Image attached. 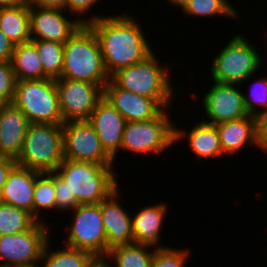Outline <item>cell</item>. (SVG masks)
<instances>
[{"label":"cell","instance_id":"obj_2","mask_svg":"<svg viewBox=\"0 0 267 267\" xmlns=\"http://www.w3.org/2000/svg\"><path fill=\"white\" fill-rule=\"evenodd\" d=\"M63 51V70L60 78L86 81L104 89L110 76L104 65L98 39L87 24H83L64 43Z\"/></svg>","mask_w":267,"mask_h":267},{"label":"cell","instance_id":"obj_42","mask_svg":"<svg viewBox=\"0 0 267 267\" xmlns=\"http://www.w3.org/2000/svg\"><path fill=\"white\" fill-rule=\"evenodd\" d=\"M167 1V0H166ZM185 0H168V2L173 5L179 7Z\"/></svg>","mask_w":267,"mask_h":267},{"label":"cell","instance_id":"obj_20","mask_svg":"<svg viewBox=\"0 0 267 267\" xmlns=\"http://www.w3.org/2000/svg\"><path fill=\"white\" fill-rule=\"evenodd\" d=\"M167 208L164 202H160L141 208L132 217L134 243L163 248L158 242L161 239L160 233L168 212Z\"/></svg>","mask_w":267,"mask_h":267},{"label":"cell","instance_id":"obj_34","mask_svg":"<svg viewBox=\"0 0 267 267\" xmlns=\"http://www.w3.org/2000/svg\"><path fill=\"white\" fill-rule=\"evenodd\" d=\"M54 186L56 210H74L78 205V200L74 194H71L65 181L54 171Z\"/></svg>","mask_w":267,"mask_h":267},{"label":"cell","instance_id":"obj_1","mask_svg":"<svg viewBox=\"0 0 267 267\" xmlns=\"http://www.w3.org/2000/svg\"><path fill=\"white\" fill-rule=\"evenodd\" d=\"M133 16H93L88 26L96 35L105 68L111 76L117 70L144 61L153 53L141 26Z\"/></svg>","mask_w":267,"mask_h":267},{"label":"cell","instance_id":"obj_31","mask_svg":"<svg viewBox=\"0 0 267 267\" xmlns=\"http://www.w3.org/2000/svg\"><path fill=\"white\" fill-rule=\"evenodd\" d=\"M152 267H184L189 258L188 250H177L171 247L153 248ZM186 261V262H185Z\"/></svg>","mask_w":267,"mask_h":267},{"label":"cell","instance_id":"obj_41","mask_svg":"<svg viewBox=\"0 0 267 267\" xmlns=\"http://www.w3.org/2000/svg\"><path fill=\"white\" fill-rule=\"evenodd\" d=\"M24 3L25 0H0V8H13Z\"/></svg>","mask_w":267,"mask_h":267},{"label":"cell","instance_id":"obj_16","mask_svg":"<svg viewBox=\"0 0 267 267\" xmlns=\"http://www.w3.org/2000/svg\"><path fill=\"white\" fill-rule=\"evenodd\" d=\"M104 97L126 122L155 118L163 108L152 98L117 87L111 80L104 87Z\"/></svg>","mask_w":267,"mask_h":267},{"label":"cell","instance_id":"obj_22","mask_svg":"<svg viewBox=\"0 0 267 267\" xmlns=\"http://www.w3.org/2000/svg\"><path fill=\"white\" fill-rule=\"evenodd\" d=\"M197 123L188 133L185 129L183 131L175 127V143L180 139L183 140L187 135L189 147L195 153L197 160L211 159L223 155L216 125L204 121Z\"/></svg>","mask_w":267,"mask_h":267},{"label":"cell","instance_id":"obj_14","mask_svg":"<svg viewBox=\"0 0 267 267\" xmlns=\"http://www.w3.org/2000/svg\"><path fill=\"white\" fill-rule=\"evenodd\" d=\"M31 40H49L64 44L83 23L66 18L64 10L29 7Z\"/></svg>","mask_w":267,"mask_h":267},{"label":"cell","instance_id":"obj_10","mask_svg":"<svg viewBox=\"0 0 267 267\" xmlns=\"http://www.w3.org/2000/svg\"><path fill=\"white\" fill-rule=\"evenodd\" d=\"M73 222L66 230L67 246L83 249L93 255H107V237L99 204H79L73 212Z\"/></svg>","mask_w":267,"mask_h":267},{"label":"cell","instance_id":"obj_32","mask_svg":"<svg viewBox=\"0 0 267 267\" xmlns=\"http://www.w3.org/2000/svg\"><path fill=\"white\" fill-rule=\"evenodd\" d=\"M250 98L244 94V104L249 115L255 116L258 114V109L262 106V110L267 109V78L255 80L250 88ZM259 106L256 107V106Z\"/></svg>","mask_w":267,"mask_h":267},{"label":"cell","instance_id":"obj_33","mask_svg":"<svg viewBox=\"0 0 267 267\" xmlns=\"http://www.w3.org/2000/svg\"><path fill=\"white\" fill-rule=\"evenodd\" d=\"M16 82L11 62H0V106L12 103Z\"/></svg>","mask_w":267,"mask_h":267},{"label":"cell","instance_id":"obj_11","mask_svg":"<svg viewBox=\"0 0 267 267\" xmlns=\"http://www.w3.org/2000/svg\"><path fill=\"white\" fill-rule=\"evenodd\" d=\"M64 159L114 166L113 158L102 147L100 139L88 120L62 124Z\"/></svg>","mask_w":267,"mask_h":267},{"label":"cell","instance_id":"obj_23","mask_svg":"<svg viewBox=\"0 0 267 267\" xmlns=\"http://www.w3.org/2000/svg\"><path fill=\"white\" fill-rule=\"evenodd\" d=\"M0 29L14 46L31 41L29 6L0 8Z\"/></svg>","mask_w":267,"mask_h":267},{"label":"cell","instance_id":"obj_9","mask_svg":"<svg viewBox=\"0 0 267 267\" xmlns=\"http://www.w3.org/2000/svg\"><path fill=\"white\" fill-rule=\"evenodd\" d=\"M44 223L37 222L31 229L21 233L1 235L0 257L3 263L1 261L0 266L39 267L45 246L50 240L49 228Z\"/></svg>","mask_w":267,"mask_h":267},{"label":"cell","instance_id":"obj_4","mask_svg":"<svg viewBox=\"0 0 267 267\" xmlns=\"http://www.w3.org/2000/svg\"><path fill=\"white\" fill-rule=\"evenodd\" d=\"M153 52L144 61L121 68L110 76L119 88L154 99L163 109L170 107L174 89L170 85L169 71L162 67Z\"/></svg>","mask_w":267,"mask_h":267},{"label":"cell","instance_id":"obj_5","mask_svg":"<svg viewBox=\"0 0 267 267\" xmlns=\"http://www.w3.org/2000/svg\"><path fill=\"white\" fill-rule=\"evenodd\" d=\"M64 160L62 124L31 123L17 165L40 173L54 172Z\"/></svg>","mask_w":267,"mask_h":267},{"label":"cell","instance_id":"obj_25","mask_svg":"<svg viewBox=\"0 0 267 267\" xmlns=\"http://www.w3.org/2000/svg\"><path fill=\"white\" fill-rule=\"evenodd\" d=\"M148 248L152 246L136 243L119 245L110 248L106 256L110 261L114 260L115 267H152L154 251Z\"/></svg>","mask_w":267,"mask_h":267},{"label":"cell","instance_id":"obj_21","mask_svg":"<svg viewBox=\"0 0 267 267\" xmlns=\"http://www.w3.org/2000/svg\"><path fill=\"white\" fill-rule=\"evenodd\" d=\"M216 127L224 155L237 154L247 144L258 147L255 118L252 115L221 122L216 124Z\"/></svg>","mask_w":267,"mask_h":267},{"label":"cell","instance_id":"obj_6","mask_svg":"<svg viewBox=\"0 0 267 267\" xmlns=\"http://www.w3.org/2000/svg\"><path fill=\"white\" fill-rule=\"evenodd\" d=\"M12 104L30 123H64L55 79L17 80Z\"/></svg>","mask_w":267,"mask_h":267},{"label":"cell","instance_id":"obj_13","mask_svg":"<svg viewBox=\"0 0 267 267\" xmlns=\"http://www.w3.org/2000/svg\"><path fill=\"white\" fill-rule=\"evenodd\" d=\"M203 96L202 105L209 119L204 122L218 124L248 116L244 104V93L235 84L214 82Z\"/></svg>","mask_w":267,"mask_h":267},{"label":"cell","instance_id":"obj_27","mask_svg":"<svg viewBox=\"0 0 267 267\" xmlns=\"http://www.w3.org/2000/svg\"><path fill=\"white\" fill-rule=\"evenodd\" d=\"M37 222L28 211L0 202V236L29 230Z\"/></svg>","mask_w":267,"mask_h":267},{"label":"cell","instance_id":"obj_37","mask_svg":"<svg viewBox=\"0 0 267 267\" xmlns=\"http://www.w3.org/2000/svg\"><path fill=\"white\" fill-rule=\"evenodd\" d=\"M14 47L13 43L0 29V62L11 61Z\"/></svg>","mask_w":267,"mask_h":267},{"label":"cell","instance_id":"obj_15","mask_svg":"<svg viewBox=\"0 0 267 267\" xmlns=\"http://www.w3.org/2000/svg\"><path fill=\"white\" fill-rule=\"evenodd\" d=\"M88 121L94 127L102 147L115 163L116 155L121 149L126 120L103 96Z\"/></svg>","mask_w":267,"mask_h":267},{"label":"cell","instance_id":"obj_17","mask_svg":"<svg viewBox=\"0 0 267 267\" xmlns=\"http://www.w3.org/2000/svg\"><path fill=\"white\" fill-rule=\"evenodd\" d=\"M118 191L119 187L100 202V211L107 237V253L112 247L134 243L132 216L119 203Z\"/></svg>","mask_w":267,"mask_h":267},{"label":"cell","instance_id":"obj_19","mask_svg":"<svg viewBox=\"0 0 267 267\" xmlns=\"http://www.w3.org/2000/svg\"><path fill=\"white\" fill-rule=\"evenodd\" d=\"M40 172L15 165L8 174L0 202L24 209L33 216V194Z\"/></svg>","mask_w":267,"mask_h":267},{"label":"cell","instance_id":"obj_38","mask_svg":"<svg viewBox=\"0 0 267 267\" xmlns=\"http://www.w3.org/2000/svg\"><path fill=\"white\" fill-rule=\"evenodd\" d=\"M29 7L56 8L67 10V0H25Z\"/></svg>","mask_w":267,"mask_h":267},{"label":"cell","instance_id":"obj_40","mask_svg":"<svg viewBox=\"0 0 267 267\" xmlns=\"http://www.w3.org/2000/svg\"><path fill=\"white\" fill-rule=\"evenodd\" d=\"M108 261L109 258L106 255H93L84 267H111Z\"/></svg>","mask_w":267,"mask_h":267},{"label":"cell","instance_id":"obj_8","mask_svg":"<svg viewBox=\"0 0 267 267\" xmlns=\"http://www.w3.org/2000/svg\"><path fill=\"white\" fill-rule=\"evenodd\" d=\"M166 111L167 108L146 121L126 122L120 150L159 156L175 144V126Z\"/></svg>","mask_w":267,"mask_h":267},{"label":"cell","instance_id":"obj_24","mask_svg":"<svg viewBox=\"0 0 267 267\" xmlns=\"http://www.w3.org/2000/svg\"><path fill=\"white\" fill-rule=\"evenodd\" d=\"M10 62L17 80L49 78L43 71L40 56L32 41L16 45Z\"/></svg>","mask_w":267,"mask_h":267},{"label":"cell","instance_id":"obj_28","mask_svg":"<svg viewBox=\"0 0 267 267\" xmlns=\"http://www.w3.org/2000/svg\"><path fill=\"white\" fill-rule=\"evenodd\" d=\"M36 48L44 73L51 79L61 77L63 70L64 44L49 40H31Z\"/></svg>","mask_w":267,"mask_h":267},{"label":"cell","instance_id":"obj_39","mask_svg":"<svg viewBox=\"0 0 267 267\" xmlns=\"http://www.w3.org/2000/svg\"><path fill=\"white\" fill-rule=\"evenodd\" d=\"M16 164H17L16 160L14 159L7 157H0V194L7 180L8 174Z\"/></svg>","mask_w":267,"mask_h":267},{"label":"cell","instance_id":"obj_29","mask_svg":"<svg viewBox=\"0 0 267 267\" xmlns=\"http://www.w3.org/2000/svg\"><path fill=\"white\" fill-rule=\"evenodd\" d=\"M180 9L187 15L211 17L224 15L227 17L238 18V12L229 3L228 0H185L181 5Z\"/></svg>","mask_w":267,"mask_h":267},{"label":"cell","instance_id":"obj_26","mask_svg":"<svg viewBox=\"0 0 267 267\" xmlns=\"http://www.w3.org/2000/svg\"><path fill=\"white\" fill-rule=\"evenodd\" d=\"M49 241L43 251L39 267H84L87 261L93 256L89 251L77 249L65 245L60 250H50Z\"/></svg>","mask_w":267,"mask_h":267},{"label":"cell","instance_id":"obj_3","mask_svg":"<svg viewBox=\"0 0 267 267\" xmlns=\"http://www.w3.org/2000/svg\"><path fill=\"white\" fill-rule=\"evenodd\" d=\"M113 168L64 159L55 172L65 181L79 204H99L118 188Z\"/></svg>","mask_w":267,"mask_h":267},{"label":"cell","instance_id":"obj_7","mask_svg":"<svg viewBox=\"0 0 267 267\" xmlns=\"http://www.w3.org/2000/svg\"><path fill=\"white\" fill-rule=\"evenodd\" d=\"M261 60L257 50L243 35H234L213 59L211 78L214 82L237 86L258 72Z\"/></svg>","mask_w":267,"mask_h":267},{"label":"cell","instance_id":"obj_36","mask_svg":"<svg viewBox=\"0 0 267 267\" xmlns=\"http://www.w3.org/2000/svg\"><path fill=\"white\" fill-rule=\"evenodd\" d=\"M97 2L98 0H67V11H72L71 14H77L80 22L88 24V19L86 17L82 19L81 16L85 15L89 9L91 10Z\"/></svg>","mask_w":267,"mask_h":267},{"label":"cell","instance_id":"obj_30","mask_svg":"<svg viewBox=\"0 0 267 267\" xmlns=\"http://www.w3.org/2000/svg\"><path fill=\"white\" fill-rule=\"evenodd\" d=\"M56 209L54 172L41 173L36 178L33 194V217L38 222H43L39 218L41 209Z\"/></svg>","mask_w":267,"mask_h":267},{"label":"cell","instance_id":"obj_12","mask_svg":"<svg viewBox=\"0 0 267 267\" xmlns=\"http://www.w3.org/2000/svg\"><path fill=\"white\" fill-rule=\"evenodd\" d=\"M55 83L64 123L88 120L98 101L104 96V89L94 83L60 77L55 79Z\"/></svg>","mask_w":267,"mask_h":267},{"label":"cell","instance_id":"obj_18","mask_svg":"<svg viewBox=\"0 0 267 267\" xmlns=\"http://www.w3.org/2000/svg\"><path fill=\"white\" fill-rule=\"evenodd\" d=\"M30 124L26 115L12 103L0 106V157L18 159Z\"/></svg>","mask_w":267,"mask_h":267},{"label":"cell","instance_id":"obj_35","mask_svg":"<svg viewBox=\"0 0 267 267\" xmlns=\"http://www.w3.org/2000/svg\"><path fill=\"white\" fill-rule=\"evenodd\" d=\"M254 118L258 148L267 154V109L260 110Z\"/></svg>","mask_w":267,"mask_h":267}]
</instances>
